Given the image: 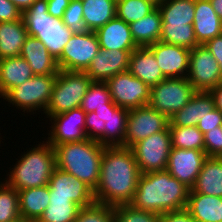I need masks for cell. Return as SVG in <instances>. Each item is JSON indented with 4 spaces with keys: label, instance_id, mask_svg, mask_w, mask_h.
<instances>
[{
    "label": "cell",
    "instance_id": "38",
    "mask_svg": "<svg viewBox=\"0 0 222 222\" xmlns=\"http://www.w3.org/2000/svg\"><path fill=\"white\" fill-rule=\"evenodd\" d=\"M0 222H23L19 210V194L5 181L0 182Z\"/></svg>",
    "mask_w": 222,
    "mask_h": 222
},
{
    "label": "cell",
    "instance_id": "41",
    "mask_svg": "<svg viewBox=\"0 0 222 222\" xmlns=\"http://www.w3.org/2000/svg\"><path fill=\"white\" fill-rule=\"evenodd\" d=\"M114 222H160V215L136 209L130 204L114 207Z\"/></svg>",
    "mask_w": 222,
    "mask_h": 222
},
{
    "label": "cell",
    "instance_id": "27",
    "mask_svg": "<svg viewBox=\"0 0 222 222\" xmlns=\"http://www.w3.org/2000/svg\"><path fill=\"white\" fill-rule=\"evenodd\" d=\"M34 74L27 63L21 57H10L0 60V98L10 89L23 84Z\"/></svg>",
    "mask_w": 222,
    "mask_h": 222
},
{
    "label": "cell",
    "instance_id": "15",
    "mask_svg": "<svg viewBox=\"0 0 222 222\" xmlns=\"http://www.w3.org/2000/svg\"><path fill=\"white\" fill-rule=\"evenodd\" d=\"M206 158L207 155L204 150L172 147L166 170L171 176L191 189L195 185Z\"/></svg>",
    "mask_w": 222,
    "mask_h": 222
},
{
    "label": "cell",
    "instance_id": "25",
    "mask_svg": "<svg viewBox=\"0 0 222 222\" xmlns=\"http://www.w3.org/2000/svg\"><path fill=\"white\" fill-rule=\"evenodd\" d=\"M23 222H37L49 205V185L18 191Z\"/></svg>",
    "mask_w": 222,
    "mask_h": 222
},
{
    "label": "cell",
    "instance_id": "33",
    "mask_svg": "<svg viewBox=\"0 0 222 222\" xmlns=\"http://www.w3.org/2000/svg\"><path fill=\"white\" fill-rule=\"evenodd\" d=\"M129 110L119 107L110 112L104 126V147H123Z\"/></svg>",
    "mask_w": 222,
    "mask_h": 222
},
{
    "label": "cell",
    "instance_id": "47",
    "mask_svg": "<svg viewBox=\"0 0 222 222\" xmlns=\"http://www.w3.org/2000/svg\"><path fill=\"white\" fill-rule=\"evenodd\" d=\"M204 46L219 63L220 71L222 74V34L207 41Z\"/></svg>",
    "mask_w": 222,
    "mask_h": 222
},
{
    "label": "cell",
    "instance_id": "34",
    "mask_svg": "<svg viewBox=\"0 0 222 222\" xmlns=\"http://www.w3.org/2000/svg\"><path fill=\"white\" fill-rule=\"evenodd\" d=\"M113 103L107 83L92 81L81 101L80 108L85 113H91L101 108H109Z\"/></svg>",
    "mask_w": 222,
    "mask_h": 222
},
{
    "label": "cell",
    "instance_id": "9",
    "mask_svg": "<svg viewBox=\"0 0 222 222\" xmlns=\"http://www.w3.org/2000/svg\"><path fill=\"white\" fill-rule=\"evenodd\" d=\"M171 148L169 127L138 141L130 147L141 174L166 170Z\"/></svg>",
    "mask_w": 222,
    "mask_h": 222
},
{
    "label": "cell",
    "instance_id": "2",
    "mask_svg": "<svg viewBox=\"0 0 222 222\" xmlns=\"http://www.w3.org/2000/svg\"><path fill=\"white\" fill-rule=\"evenodd\" d=\"M190 188L167 170L141 174L130 205L136 209L162 215L186 208Z\"/></svg>",
    "mask_w": 222,
    "mask_h": 222
},
{
    "label": "cell",
    "instance_id": "23",
    "mask_svg": "<svg viewBox=\"0 0 222 222\" xmlns=\"http://www.w3.org/2000/svg\"><path fill=\"white\" fill-rule=\"evenodd\" d=\"M193 29L199 45L222 34V20L209 0H195Z\"/></svg>",
    "mask_w": 222,
    "mask_h": 222
},
{
    "label": "cell",
    "instance_id": "42",
    "mask_svg": "<svg viewBox=\"0 0 222 222\" xmlns=\"http://www.w3.org/2000/svg\"><path fill=\"white\" fill-rule=\"evenodd\" d=\"M62 20L73 34H83L88 31L83 21V8L81 0L70 1L64 12Z\"/></svg>",
    "mask_w": 222,
    "mask_h": 222
},
{
    "label": "cell",
    "instance_id": "37",
    "mask_svg": "<svg viewBox=\"0 0 222 222\" xmlns=\"http://www.w3.org/2000/svg\"><path fill=\"white\" fill-rule=\"evenodd\" d=\"M157 7L149 0H117L116 17L130 24L152 12Z\"/></svg>",
    "mask_w": 222,
    "mask_h": 222
},
{
    "label": "cell",
    "instance_id": "30",
    "mask_svg": "<svg viewBox=\"0 0 222 222\" xmlns=\"http://www.w3.org/2000/svg\"><path fill=\"white\" fill-rule=\"evenodd\" d=\"M83 21L88 31H96L116 17L117 0H81Z\"/></svg>",
    "mask_w": 222,
    "mask_h": 222
},
{
    "label": "cell",
    "instance_id": "16",
    "mask_svg": "<svg viewBox=\"0 0 222 222\" xmlns=\"http://www.w3.org/2000/svg\"><path fill=\"white\" fill-rule=\"evenodd\" d=\"M148 48L153 52L165 78L187 77L190 49L161 41Z\"/></svg>",
    "mask_w": 222,
    "mask_h": 222
},
{
    "label": "cell",
    "instance_id": "45",
    "mask_svg": "<svg viewBox=\"0 0 222 222\" xmlns=\"http://www.w3.org/2000/svg\"><path fill=\"white\" fill-rule=\"evenodd\" d=\"M21 18L22 12L10 0H0V23L17 21Z\"/></svg>",
    "mask_w": 222,
    "mask_h": 222
},
{
    "label": "cell",
    "instance_id": "10",
    "mask_svg": "<svg viewBox=\"0 0 222 222\" xmlns=\"http://www.w3.org/2000/svg\"><path fill=\"white\" fill-rule=\"evenodd\" d=\"M100 45L95 31L73 34L56 60L59 70L86 71L99 53Z\"/></svg>",
    "mask_w": 222,
    "mask_h": 222
},
{
    "label": "cell",
    "instance_id": "49",
    "mask_svg": "<svg viewBox=\"0 0 222 222\" xmlns=\"http://www.w3.org/2000/svg\"><path fill=\"white\" fill-rule=\"evenodd\" d=\"M210 93L214 97L215 108L222 113V83L219 84L216 88L212 89Z\"/></svg>",
    "mask_w": 222,
    "mask_h": 222
},
{
    "label": "cell",
    "instance_id": "44",
    "mask_svg": "<svg viewBox=\"0 0 222 222\" xmlns=\"http://www.w3.org/2000/svg\"><path fill=\"white\" fill-rule=\"evenodd\" d=\"M222 126V113L214 108L210 111L197 125V128L204 134L208 130H213L215 127Z\"/></svg>",
    "mask_w": 222,
    "mask_h": 222
},
{
    "label": "cell",
    "instance_id": "19",
    "mask_svg": "<svg viewBox=\"0 0 222 222\" xmlns=\"http://www.w3.org/2000/svg\"><path fill=\"white\" fill-rule=\"evenodd\" d=\"M95 33L100 49L134 51L137 48L130 31V25L117 17L98 28Z\"/></svg>",
    "mask_w": 222,
    "mask_h": 222
},
{
    "label": "cell",
    "instance_id": "20",
    "mask_svg": "<svg viewBox=\"0 0 222 222\" xmlns=\"http://www.w3.org/2000/svg\"><path fill=\"white\" fill-rule=\"evenodd\" d=\"M214 108L213 95L210 92L197 91L181 110L169 118V126H197Z\"/></svg>",
    "mask_w": 222,
    "mask_h": 222
},
{
    "label": "cell",
    "instance_id": "4",
    "mask_svg": "<svg viewBox=\"0 0 222 222\" xmlns=\"http://www.w3.org/2000/svg\"><path fill=\"white\" fill-rule=\"evenodd\" d=\"M21 155L3 181L17 191L48 185L56 167L54 147L42 141Z\"/></svg>",
    "mask_w": 222,
    "mask_h": 222
},
{
    "label": "cell",
    "instance_id": "13",
    "mask_svg": "<svg viewBox=\"0 0 222 222\" xmlns=\"http://www.w3.org/2000/svg\"><path fill=\"white\" fill-rule=\"evenodd\" d=\"M169 118L149 105L129 110L126 120L124 148H130L150 135L169 127Z\"/></svg>",
    "mask_w": 222,
    "mask_h": 222
},
{
    "label": "cell",
    "instance_id": "31",
    "mask_svg": "<svg viewBox=\"0 0 222 222\" xmlns=\"http://www.w3.org/2000/svg\"><path fill=\"white\" fill-rule=\"evenodd\" d=\"M157 7L162 25H193L195 0H163Z\"/></svg>",
    "mask_w": 222,
    "mask_h": 222
},
{
    "label": "cell",
    "instance_id": "18",
    "mask_svg": "<svg viewBox=\"0 0 222 222\" xmlns=\"http://www.w3.org/2000/svg\"><path fill=\"white\" fill-rule=\"evenodd\" d=\"M131 52L100 49L85 73L92 81L106 82L116 74L129 70Z\"/></svg>",
    "mask_w": 222,
    "mask_h": 222
},
{
    "label": "cell",
    "instance_id": "48",
    "mask_svg": "<svg viewBox=\"0 0 222 222\" xmlns=\"http://www.w3.org/2000/svg\"><path fill=\"white\" fill-rule=\"evenodd\" d=\"M71 0H47L48 13L58 19H62L64 12Z\"/></svg>",
    "mask_w": 222,
    "mask_h": 222
},
{
    "label": "cell",
    "instance_id": "3",
    "mask_svg": "<svg viewBox=\"0 0 222 222\" xmlns=\"http://www.w3.org/2000/svg\"><path fill=\"white\" fill-rule=\"evenodd\" d=\"M104 148L90 139L58 144L54 147L56 167L74 175L94 191L99 183Z\"/></svg>",
    "mask_w": 222,
    "mask_h": 222
},
{
    "label": "cell",
    "instance_id": "22",
    "mask_svg": "<svg viewBox=\"0 0 222 222\" xmlns=\"http://www.w3.org/2000/svg\"><path fill=\"white\" fill-rule=\"evenodd\" d=\"M128 71L149 88L166 79L153 52L148 47H137L130 53Z\"/></svg>",
    "mask_w": 222,
    "mask_h": 222
},
{
    "label": "cell",
    "instance_id": "32",
    "mask_svg": "<svg viewBox=\"0 0 222 222\" xmlns=\"http://www.w3.org/2000/svg\"><path fill=\"white\" fill-rule=\"evenodd\" d=\"M80 209L68 197L50 196L49 205L37 222H74Z\"/></svg>",
    "mask_w": 222,
    "mask_h": 222
},
{
    "label": "cell",
    "instance_id": "21",
    "mask_svg": "<svg viewBox=\"0 0 222 222\" xmlns=\"http://www.w3.org/2000/svg\"><path fill=\"white\" fill-rule=\"evenodd\" d=\"M20 56L27 61L34 75H57L59 72L57 61L36 37L27 36Z\"/></svg>",
    "mask_w": 222,
    "mask_h": 222
},
{
    "label": "cell",
    "instance_id": "11",
    "mask_svg": "<svg viewBox=\"0 0 222 222\" xmlns=\"http://www.w3.org/2000/svg\"><path fill=\"white\" fill-rule=\"evenodd\" d=\"M112 101L124 109L131 110L147 106L150 88L129 71L121 72L106 81Z\"/></svg>",
    "mask_w": 222,
    "mask_h": 222
},
{
    "label": "cell",
    "instance_id": "39",
    "mask_svg": "<svg viewBox=\"0 0 222 222\" xmlns=\"http://www.w3.org/2000/svg\"><path fill=\"white\" fill-rule=\"evenodd\" d=\"M119 107L113 103L109 108H101L91 113H86L85 133L88 139L95 140L104 146V124L110 112H115Z\"/></svg>",
    "mask_w": 222,
    "mask_h": 222
},
{
    "label": "cell",
    "instance_id": "51",
    "mask_svg": "<svg viewBox=\"0 0 222 222\" xmlns=\"http://www.w3.org/2000/svg\"><path fill=\"white\" fill-rule=\"evenodd\" d=\"M216 14L222 20V0H209Z\"/></svg>",
    "mask_w": 222,
    "mask_h": 222
},
{
    "label": "cell",
    "instance_id": "40",
    "mask_svg": "<svg viewBox=\"0 0 222 222\" xmlns=\"http://www.w3.org/2000/svg\"><path fill=\"white\" fill-rule=\"evenodd\" d=\"M74 222H114V207L94 202L82 207Z\"/></svg>",
    "mask_w": 222,
    "mask_h": 222
},
{
    "label": "cell",
    "instance_id": "8",
    "mask_svg": "<svg viewBox=\"0 0 222 222\" xmlns=\"http://www.w3.org/2000/svg\"><path fill=\"white\" fill-rule=\"evenodd\" d=\"M196 92L186 77L166 78L150 88L148 105L170 118L181 110Z\"/></svg>",
    "mask_w": 222,
    "mask_h": 222
},
{
    "label": "cell",
    "instance_id": "5",
    "mask_svg": "<svg viewBox=\"0 0 222 222\" xmlns=\"http://www.w3.org/2000/svg\"><path fill=\"white\" fill-rule=\"evenodd\" d=\"M47 9V0H36L22 13V18L28 35L39 39L57 60L73 33L62 19L51 16Z\"/></svg>",
    "mask_w": 222,
    "mask_h": 222
},
{
    "label": "cell",
    "instance_id": "46",
    "mask_svg": "<svg viewBox=\"0 0 222 222\" xmlns=\"http://www.w3.org/2000/svg\"><path fill=\"white\" fill-rule=\"evenodd\" d=\"M160 222H196L186 208L164 212L160 215Z\"/></svg>",
    "mask_w": 222,
    "mask_h": 222
},
{
    "label": "cell",
    "instance_id": "7",
    "mask_svg": "<svg viewBox=\"0 0 222 222\" xmlns=\"http://www.w3.org/2000/svg\"><path fill=\"white\" fill-rule=\"evenodd\" d=\"M56 77L57 75H34L23 84L8 90L1 98L8 102V106L12 104L27 115L28 112L34 115L39 109L45 112Z\"/></svg>",
    "mask_w": 222,
    "mask_h": 222
},
{
    "label": "cell",
    "instance_id": "28",
    "mask_svg": "<svg viewBox=\"0 0 222 222\" xmlns=\"http://www.w3.org/2000/svg\"><path fill=\"white\" fill-rule=\"evenodd\" d=\"M28 33L23 18L0 23V60L20 56Z\"/></svg>",
    "mask_w": 222,
    "mask_h": 222
},
{
    "label": "cell",
    "instance_id": "52",
    "mask_svg": "<svg viewBox=\"0 0 222 222\" xmlns=\"http://www.w3.org/2000/svg\"><path fill=\"white\" fill-rule=\"evenodd\" d=\"M149 1H152L156 5H159L163 2V0H149Z\"/></svg>",
    "mask_w": 222,
    "mask_h": 222
},
{
    "label": "cell",
    "instance_id": "24",
    "mask_svg": "<svg viewBox=\"0 0 222 222\" xmlns=\"http://www.w3.org/2000/svg\"><path fill=\"white\" fill-rule=\"evenodd\" d=\"M189 193L222 197V157H207Z\"/></svg>",
    "mask_w": 222,
    "mask_h": 222
},
{
    "label": "cell",
    "instance_id": "17",
    "mask_svg": "<svg viewBox=\"0 0 222 222\" xmlns=\"http://www.w3.org/2000/svg\"><path fill=\"white\" fill-rule=\"evenodd\" d=\"M48 185L50 196L68 197L81 208L95 202L93 190L87 184L57 167L54 168Z\"/></svg>",
    "mask_w": 222,
    "mask_h": 222
},
{
    "label": "cell",
    "instance_id": "6",
    "mask_svg": "<svg viewBox=\"0 0 222 222\" xmlns=\"http://www.w3.org/2000/svg\"><path fill=\"white\" fill-rule=\"evenodd\" d=\"M92 80L85 71L59 70L51 100L45 112L46 118L79 108Z\"/></svg>",
    "mask_w": 222,
    "mask_h": 222
},
{
    "label": "cell",
    "instance_id": "12",
    "mask_svg": "<svg viewBox=\"0 0 222 222\" xmlns=\"http://www.w3.org/2000/svg\"><path fill=\"white\" fill-rule=\"evenodd\" d=\"M186 78L196 91L210 92L222 83L219 63L204 45L190 50L189 71Z\"/></svg>",
    "mask_w": 222,
    "mask_h": 222
},
{
    "label": "cell",
    "instance_id": "26",
    "mask_svg": "<svg viewBox=\"0 0 222 222\" xmlns=\"http://www.w3.org/2000/svg\"><path fill=\"white\" fill-rule=\"evenodd\" d=\"M186 209L196 222H222V197L189 193Z\"/></svg>",
    "mask_w": 222,
    "mask_h": 222
},
{
    "label": "cell",
    "instance_id": "35",
    "mask_svg": "<svg viewBox=\"0 0 222 222\" xmlns=\"http://www.w3.org/2000/svg\"><path fill=\"white\" fill-rule=\"evenodd\" d=\"M159 41L193 49L199 46L193 25H162Z\"/></svg>",
    "mask_w": 222,
    "mask_h": 222
},
{
    "label": "cell",
    "instance_id": "36",
    "mask_svg": "<svg viewBox=\"0 0 222 222\" xmlns=\"http://www.w3.org/2000/svg\"><path fill=\"white\" fill-rule=\"evenodd\" d=\"M173 148L204 150V134L197 126H169Z\"/></svg>",
    "mask_w": 222,
    "mask_h": 222
},
{
    "label": "cell",
    "instance_id": "29",
    "mask_svg": "<svg viewBox=\"0 0 222 222\" xmlns=\"http://www.w3.org/2000/svg\"><path fill=\"white\" fill-rule=\"evenodd\" d=\"M129 25L137 47H148L158 42L162 27V17L158 7L140 20Z\"/></svg>",
    "mask_w": 222,
    "mask_h": 222
},
{
    "label": "cell",
    "instance_id": "14",
    "mask_svg": "<svg viewBox=\"0 0 222 222\" xmlns=\"http://www.w3.org/2000/svg\"><path fill=\"white\" fill-rule=\"evenodd\" d=\"M48 119L53 124L46 138L51 146L88 139L85 133L86 113L80 107Z\"/></svg>",
    "mask_w": 222,
    "mask_h": 222
},
{
    "label": "cell",
    "instance_id": "43",
    "mask_svg": "<svg viewBox=\"0 0 222 222\" xmlns=\"http://www.w3.org/2000/svg\"><path fill=\"white\" fill-rule=\"evenodd\" d=\"M204 151L207 157H222V126L204 133Z\"/></svg>",
    "mask_w": 222,
    "mask_h": 222
},
{
    "label": "cell",
    "instance_id": "1",
    "mask_svg": "<svg viewBox=\"0 0 222 222\" xmlns=\"http://www.w3.org/2000/svg\"><path fill=\"white\" fill-rule=\"evenodd\" d=\"M141 175L130 148L105 147L100 164V178L93 191L95 202L110 207L131 203Z\"/></svg>",
    "mask_w": 222,
    "mask_h": 222
},
{
    "label": "cell",
    "instance_id": "50",
    "mask_svg": "<svg viewBox=\"0 0 222 222\" xmlns=\"http://www.w3.org/2000/svg\"><path fill=\"white\" fill-rule=\"evenodd\" d=\"M22 13L27 10L36 0H10Z\"/></svg>",
    "mask_w": 222,
    "mask_h": 222
}]
</instances>
